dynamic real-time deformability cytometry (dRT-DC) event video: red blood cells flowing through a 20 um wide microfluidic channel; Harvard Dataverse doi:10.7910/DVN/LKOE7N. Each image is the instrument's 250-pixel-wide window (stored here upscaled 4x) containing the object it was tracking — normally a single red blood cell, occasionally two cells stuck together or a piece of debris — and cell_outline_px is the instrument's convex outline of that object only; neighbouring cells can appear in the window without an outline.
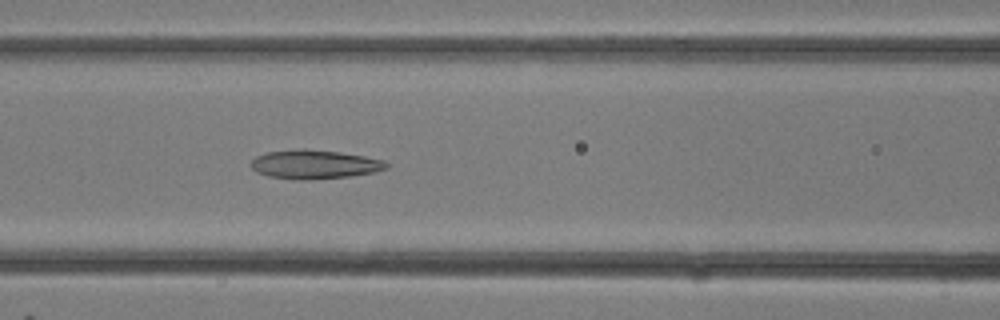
{"species": "common noctule bat (a hibernating species)", "species_latin": "Nyctalus noctula", "temperature_condition": "room temperature", "stored_images_in_passage": 14, "camera_frame_rate_fps": 3000, "um_per_image_px": 0.085, "animal": {"sex": "female"}, "frame": {"image": 1, "passage_image": 14, "time_ms": 4.333, "image_size_px": [1000, 320], "cell_outline_px": [[388, 168], [372, 172], [348, 176], [312, 180], [296, 180], [268, 176], [256, 172], [248, 164], [256, 156], [268, 152], [304, 148], [340, 152], [364, 156], [384, 160], [388, 164]], "centroid_in_image_um": [26.69, 13.97], "position_along_channel_um": 139.9, "area_um2": 22.89}}